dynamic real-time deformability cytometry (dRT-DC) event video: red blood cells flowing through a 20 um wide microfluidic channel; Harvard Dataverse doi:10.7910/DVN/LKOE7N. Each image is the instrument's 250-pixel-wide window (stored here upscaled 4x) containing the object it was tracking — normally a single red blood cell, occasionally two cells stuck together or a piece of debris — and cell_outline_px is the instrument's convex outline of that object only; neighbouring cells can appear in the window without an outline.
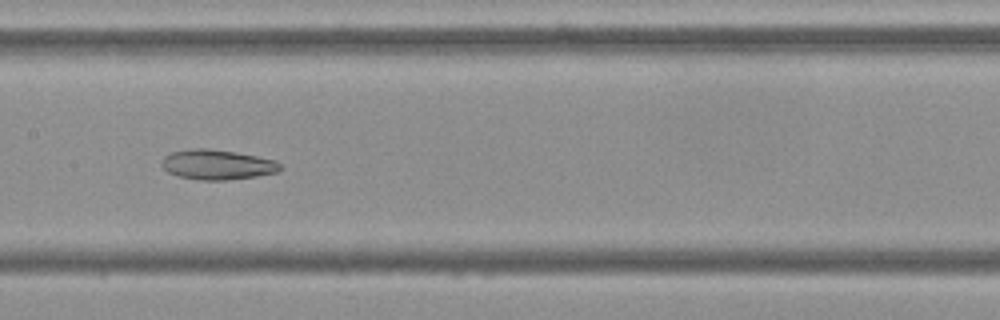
{"species": "Egyptian fruit bat (a non-hibernating species)", "species_latin": "Rousettus aegyptiacus", "temperature_condition": "cold", "stored_images_in_passage": 53, "camera_frame_rate_fps": 3000, "um_per_image_px": 0.085, "frame": {"image": 1, "passage_image": 26, "time_ms": 8.333, "image_size_px": [1000, 320], "cell_outline_px": [[284, 168], [276, 172], [256, 176], [224, 180], [196, 180], [176, 176], [168, 172], [160, 164], [160, 160], [164, 156], [172, 152], [192, 148], [208, 148], [236, 152], [276, 160], [284, 164]], "centroid_in_image_um": [18.46, 13.99], "position_along_channel_um": 188.9, "area_um2": 20.98}}
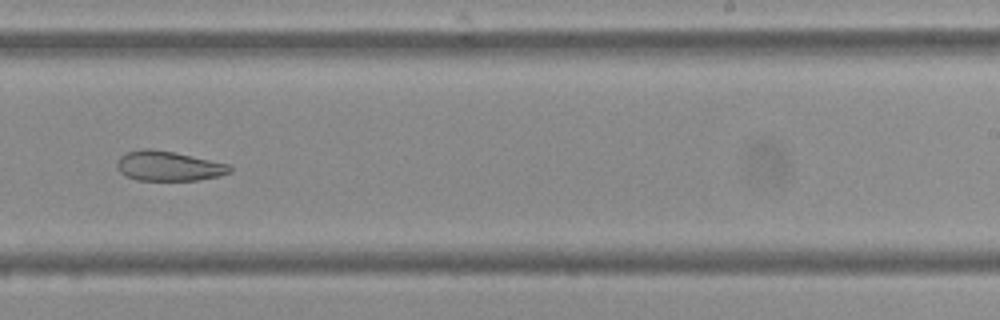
{"frame": {"image": 2, "passage_image": 33, "time_ms": 10.667, "image_size_px": [1000, 320], "cell_outline_px": [[232, 172], [220, 176], [196, 180], [136, 180], [124, 176], [116, 168], [116, 164], [120, 156], [128, 152], [144, 148], [152, 148], [172, 152], [228, 164], [232, 168]], "centroid_in_image_um": [14.29, 14.12], "position_along_channel_um": 274.7, "area_um2": 19.54}}
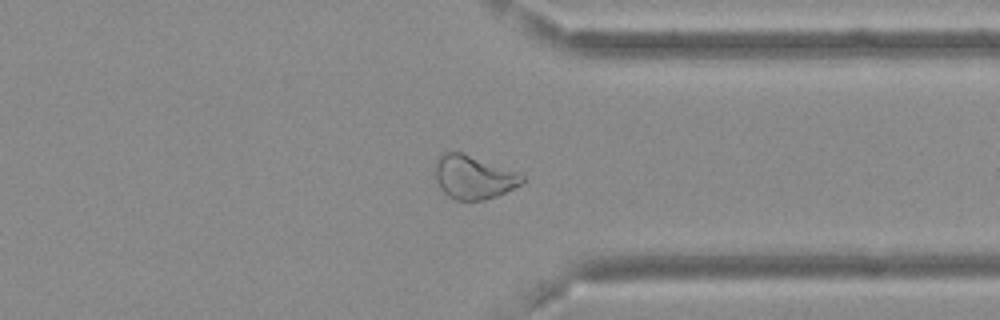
{"frame": {"image": 3, "passage_image": 41, "time_ms": 13.333, "image_size_px": [1000, 320], "cell_outline_px": [[524, 180], [520, 184], [496, 196], [484, 200], [456, 200], [448, 196], [440, 188], [436, 180], [432, 168], [436, 156], [440, 152], [460, 152], [520, 172], [524, 176]], "centroid_in_image_um": [40.18, 15.03], "position_along_channel_um": 371.2, "area_um2": 22.37}, "authors_computed_cell_mechanics": {"area_um2": 24.854, "velocity_mm_per_s": 3.6825, "shape_relaxation_time_tau1_ms": null, "shape_relaxation_time_tau2_ms": 8.3077, "deformation_change_tau1": null, "deformation_change_tau2": 0.1662}}